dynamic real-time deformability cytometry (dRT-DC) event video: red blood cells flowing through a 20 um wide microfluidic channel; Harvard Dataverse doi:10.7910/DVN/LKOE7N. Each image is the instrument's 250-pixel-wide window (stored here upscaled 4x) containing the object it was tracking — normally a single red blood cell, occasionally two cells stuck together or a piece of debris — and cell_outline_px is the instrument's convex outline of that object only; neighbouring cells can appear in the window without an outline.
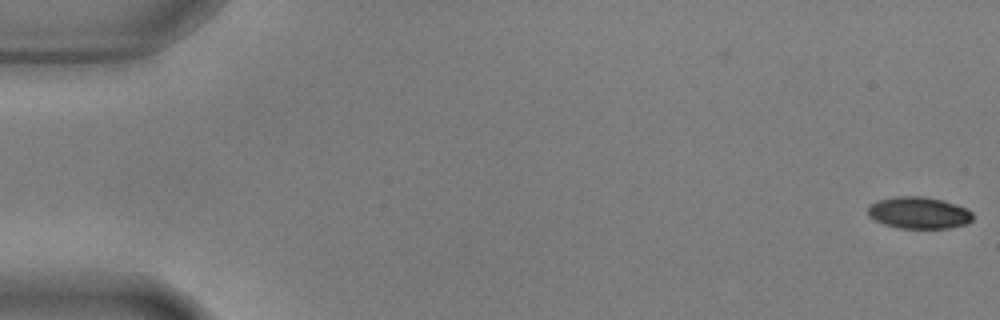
{"species": "common noctule bat (a hibernating species)", "species_latin": "Nyctalus noctula", "temperature_condition": "warm", "stored_images_in_passage": 55, "camera_frame_rate_fps": 3000, "um_per_image_px": 0.085, "animal": {"sex": "male", "body_mass_g": 17.9, "forearm_length_mm": 54.2}, "frame": {"image": 1, "passage_image": 1, "time_ms": 0.0, "image_size_px": [1000, 320], "cell_outline_px": [[972, 220], [968, 224], [948, 228], [896, 228], [884, 224], [868, 216], [868, 208], [876, 200], [896, 196], [924, 196], [944, 200], [968, 208], [972, 212]], "centroid_in_image_um": [78.12, 18.08], "position_along_channel_um": 6.9, "area_um2": 19.65}}
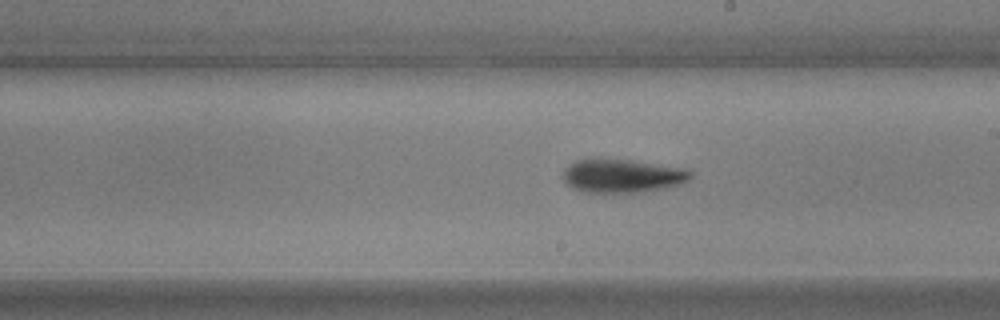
{"frame": {"image": 2, "passage_image": 32, "time_ms": 10.333, "image_size_px": [1000, 320], "cell_outline_px": [[692, 176], [688, 180], [680, 184], [664, 188], [644, 192], [584, 192], [572, 188], [560, 176], [564, 168], [568, 164], [576, 160], [592, 156], [600, 156], [632, 160], [688, 168], [692, 172]], "centroid_in_image_um": [52.84, 14.9], "position_along_channel_um": 236.2, "area_um2": 25.89}}
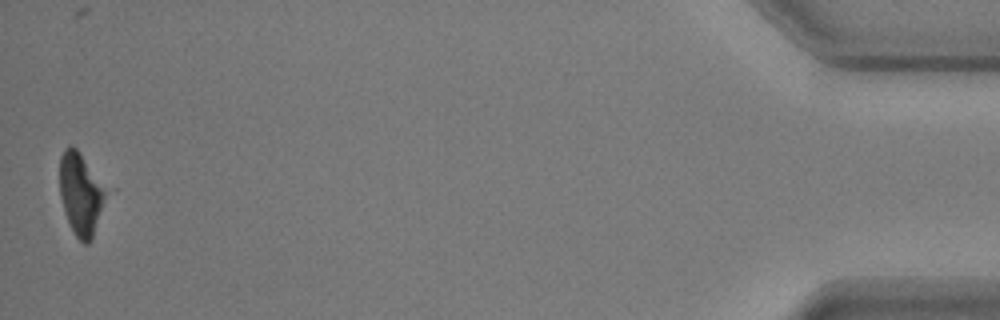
{"frame": {"image": 3, "passage_image": 55, "time_ms": 18.0, "image_size_px": [1000, 320], "cell_outline_px": [[108, 192], [92, 240], [88, 244], [84, 244], [76, 236], [64, 212], [60, 196], [60, 156], [64, 148], [68, 144], [72, 144], [80, 152]], "centroid_in_image_um": [6.85, 16.47], "position_along_channel_um": 428.3, "area_um2": 22.08}, "authors_computed_cell_mechanics": {"area_um2": 23.6402, "velocity_mm_per_s": 3.6632, "shape_relaxation_time_tau1_ms": 2.2708, "shape_relaxation_time_tau2_ms": null, "deformation_change_tau1": 0.1412, "deformation_change_tau2": null}}